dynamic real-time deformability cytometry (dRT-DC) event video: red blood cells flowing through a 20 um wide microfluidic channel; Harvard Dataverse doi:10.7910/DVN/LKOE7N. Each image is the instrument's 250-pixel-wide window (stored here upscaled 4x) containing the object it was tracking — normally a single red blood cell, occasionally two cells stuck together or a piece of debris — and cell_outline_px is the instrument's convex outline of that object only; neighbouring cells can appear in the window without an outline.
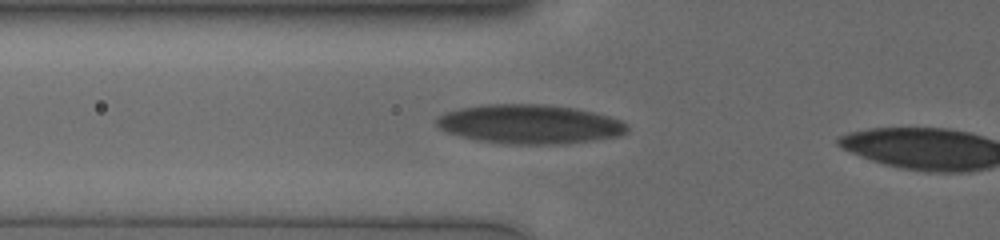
{"species": "human", "species_latin": "Homo sapiens", "temperature_condition": "cold", "stored_images_in_passage": 4, "camera_frame_rate_fps": 3000, "um_per_image_px": 0.085, "donor": {"sex": "male"}, "frame": {"image": 1, "passage_image": 3, "time_ms": 1.333, "image_size_px": [1000, 240], "cell_outline_px": [[628, 132], [620, 136], [564, 144], [504, 144], [476, 140], [460, 136], [448, 132], [440, 128], [436, 124], [436, 120], [440, 116], [448, 112], [460, 108], [480, 104], [548, 104], [572, 108], [592, 112], [608, 116], [620, 120], [628, 124]], "centroid_in_image_um": [45.03, 10.56], "position_along_channel_um": 80.8, "area_um2": 43.58}}